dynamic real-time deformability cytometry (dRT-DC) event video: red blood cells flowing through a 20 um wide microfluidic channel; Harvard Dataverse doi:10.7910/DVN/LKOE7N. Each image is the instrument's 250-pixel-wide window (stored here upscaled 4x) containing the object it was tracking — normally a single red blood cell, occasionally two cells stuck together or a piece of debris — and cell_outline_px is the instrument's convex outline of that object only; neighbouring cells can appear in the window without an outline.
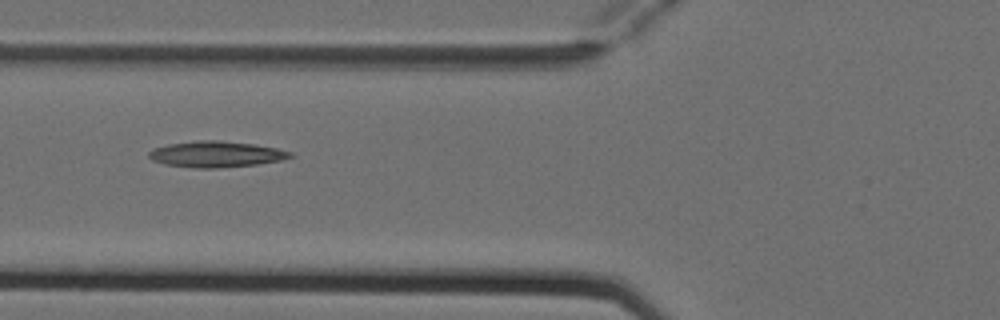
{"species": "Egyptian fruit bat (a non-hibernating species)", "species_latin": "Rousettus aegyptiacus", "temperature_condition": "cold", "stored_images_in_passage": 2, "camera_frame_rate_fps": 3000, "um_per_image_px": 0.085, "animal": {"sex": "female"}, "frame": {"image": 1, "passage_image": 2, "time_ms": 0.333, "image_size_px": [1000, 320], "cell_outline_px": [[292, 156], [280, 160], [256, 164], [216, 168], [196, 168], [164, 164], [152, 160], [148, 156], [148, 152], [152, 148], [168, 144], [196, 140], [216, 140], [252, 144], [276, 148], [292, 152]], "centroid_in_image_um": [18.3, 13.1], "position_along_channel_um": 107.5, "area_um2": 21.27}}